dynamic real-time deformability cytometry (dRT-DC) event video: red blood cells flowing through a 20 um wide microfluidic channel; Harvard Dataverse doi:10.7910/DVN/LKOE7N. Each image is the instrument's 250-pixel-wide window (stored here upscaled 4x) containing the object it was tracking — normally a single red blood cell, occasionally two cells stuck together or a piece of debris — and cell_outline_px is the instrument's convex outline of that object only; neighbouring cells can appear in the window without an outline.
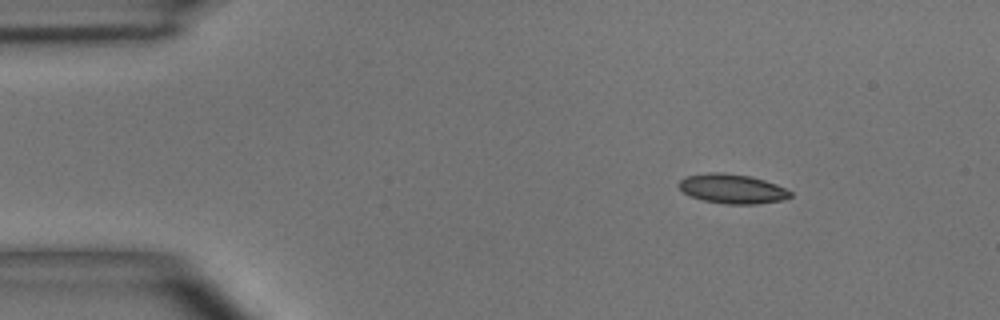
{"species": "common noctule bat (a hibernating species)", "species_latin": "Nyctalus noctula", "temperature_condition": "room temperature", "stored_images_in_passage": 4, "camera_frame_rate_fps": 3000, "um_per_image_px": 0.085, "animal": {"sex": "male", "body_mass_g": 15.6}, "frame": {"image": 1, "passage_image": 1, "time_ms": 0.0, "image_size_px": [1000, 320], "cell_outline_px": [[792, 196], [780, 200], [756, 204], [724, 204], [704, 200], [688, 196], [676, 184], [684, 176], [708, 172], [724, 172], [752, 176], [776, 184], [792, 192]], "centroid_in_image_um": [62.19, 16.03], "position_along_channel_um": 22.8, "area_um2": 19.31}}